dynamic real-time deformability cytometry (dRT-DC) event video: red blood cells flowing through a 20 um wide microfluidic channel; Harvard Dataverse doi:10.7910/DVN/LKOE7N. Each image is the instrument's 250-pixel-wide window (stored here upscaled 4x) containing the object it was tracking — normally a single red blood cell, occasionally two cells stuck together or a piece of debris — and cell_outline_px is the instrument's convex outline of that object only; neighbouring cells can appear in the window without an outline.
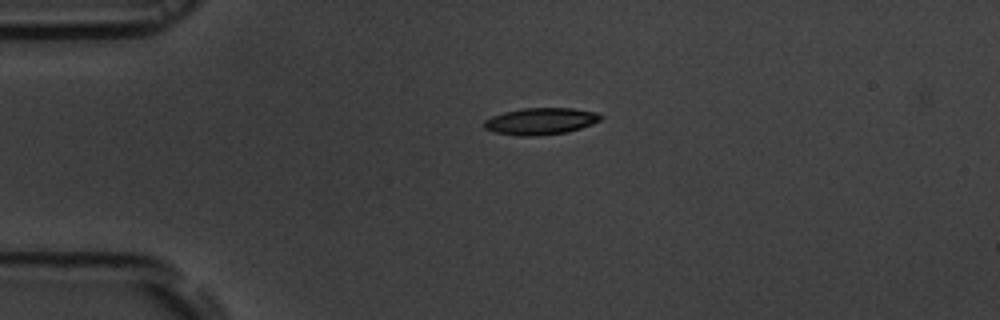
{"species": "common noctule bat (a hibernating species)", "species_latin": "Nyctalus noctula", "temperature_condition": "room temperature", "stored_images_in_passage": 5, "camera_frame_rate_fps": 3000, "um_per_image_px": 0.085, "animal": {"sex": "male", "body_mass_g": 19.5, "forearm_length_mm": 54.6}, "frame": {"image": 1, "passage_image": 5, "time_ms": 4.667, "image_size_px": [1000, 320], "cell_outline_px": [[604, 116], [600, 120], [592, 124], [580, 128], [564, 132], [536, 136], [520, 136], [492, 132], [484, 128], [484, 120], [492, 116], [504, 112], [524, 108], [572, 108], [596, 112]], "centroid_in_image_um": [45.94, 10.3], "position_along_channel_um": 39.1, "area_um2": 18.15}}